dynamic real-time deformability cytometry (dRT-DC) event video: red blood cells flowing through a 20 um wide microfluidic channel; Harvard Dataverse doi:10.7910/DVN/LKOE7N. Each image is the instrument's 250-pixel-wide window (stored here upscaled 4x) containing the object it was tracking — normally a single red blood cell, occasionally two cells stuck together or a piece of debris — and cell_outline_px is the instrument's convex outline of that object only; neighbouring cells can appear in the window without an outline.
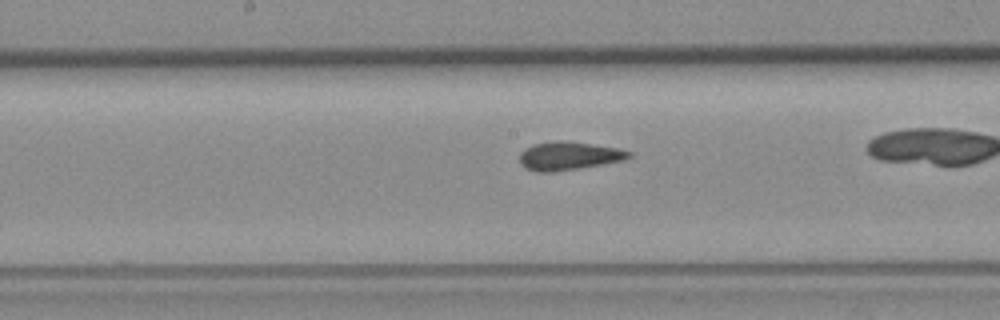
{"species": "common noctule bat (a hibernating species)", "species_latin": "Nyctalus noctula", "temperature_condition": "room temperature", "stored_images_in_passage": 27, "camera_frame_rate_fps": 3000, "um_per_image_px": 0.085, "animal": {"sex": "female", "body_mass_g": 19.3, "forearm_length_mm": 54.1}, "frame": {"image": 1, "passage_image": 12, "time_ms": 3.667, "image_size_px": [1000, 320], "cell_outline_px": [[632, 156], [624, 160], [552, 172], [536, 172], [524, 168], [520, 164], [520, 152], [524, 148], [532, 144], [564, 140], [616, 148], [632, 152]], "centroid_in_image_um": [48.29, 13.25], "position_along_channel_um": 199.9, "area_um2": 17.86}}